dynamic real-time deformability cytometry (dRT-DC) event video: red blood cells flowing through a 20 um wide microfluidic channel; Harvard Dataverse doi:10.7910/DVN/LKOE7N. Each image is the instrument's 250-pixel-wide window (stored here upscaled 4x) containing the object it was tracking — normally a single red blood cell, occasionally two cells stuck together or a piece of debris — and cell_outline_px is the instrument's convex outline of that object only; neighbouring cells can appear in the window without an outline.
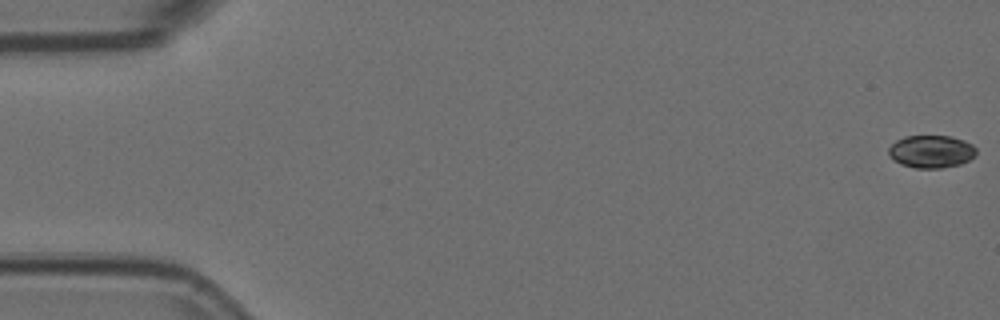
{"species": "Egyptian fruit bat (a non-hibernating species)", "species_latin": "Rousettus aegyptiacus", "temperature_condition": "room temperature", "stored_images_in_passage": 4, "camera_frame_rate_fps": 3000, "um_per_image_px": 0.085, "animal": {"sex": "female"}, "frame": {"image": 1, "passage_image": 1, "time_ms": 0.0, "image_size_px": [1000, 320], "cell_outline_px": [[976, 156], [960, 164], [940, 168], [916, 168], [900, 164], [888, 156], [888, 148], [896, 140], [904, 136], [952, 136], [964, 140], [972, 144], [976, 148]], "centroid_in_image_um": [79.15, 12.87], "position_along_channel_um": 5.9, "area_um2": 16.82}}